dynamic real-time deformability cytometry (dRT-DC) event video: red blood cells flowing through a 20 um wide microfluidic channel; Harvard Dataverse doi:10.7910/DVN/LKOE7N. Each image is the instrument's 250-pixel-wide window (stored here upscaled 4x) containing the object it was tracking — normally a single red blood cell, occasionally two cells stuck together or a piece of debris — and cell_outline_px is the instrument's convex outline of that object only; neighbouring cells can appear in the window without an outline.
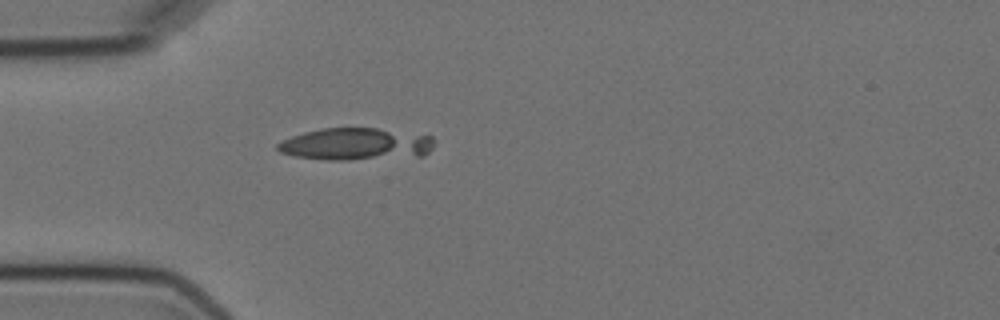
{"species": "Egyptian fruit bat (a non-hibernating species)", "species_latin": "Rousettus aegyptiacus", "temperature_condition": "cold", "stored_images_in_passage": 2, "camera_frame_rate_fps": 3000, "um_per_image_px": 0.085, "animal": {"sex": "female"}, "frame": {"image": 1, "passage_image": 2, "time_ms": 1.333, "image_size_px": [1000, 320], "cell_outline_px": [[432, 148], [424, 156], [348, 160], [332, 160], [296, 156], [280, 152], [276, 148], [276, 144], [292, 136], [304, 132], [324, 128], [376, 128], [432, 136]], "centroid_in_image_um": [30.24, 12.25], "position_along_channel_um": 54.8, "area_um2": 29.19}}